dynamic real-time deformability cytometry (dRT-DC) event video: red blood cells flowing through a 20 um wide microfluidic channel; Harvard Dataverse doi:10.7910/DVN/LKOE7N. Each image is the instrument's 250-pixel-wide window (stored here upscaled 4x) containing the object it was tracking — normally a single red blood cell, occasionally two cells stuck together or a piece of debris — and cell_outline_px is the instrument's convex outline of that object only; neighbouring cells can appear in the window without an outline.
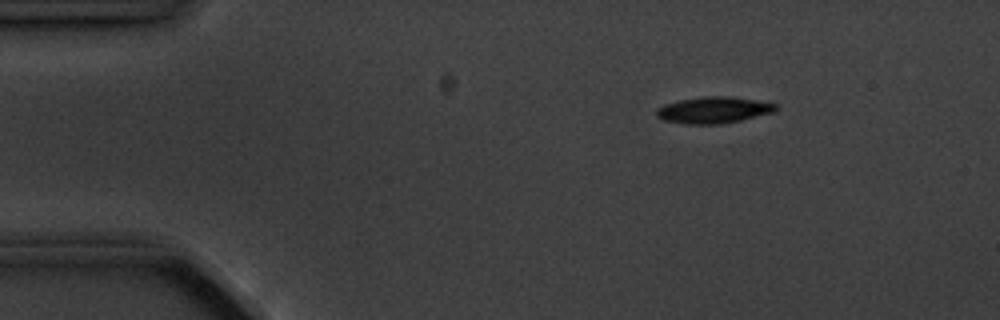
{"species": "common noctule bat (a hibernating species)", "species_latin": "Nyctalus noctula", "temperature_condition": "cold", "stored_images_in_passage": 3, "camera_frame_rate_fps": 3000, "um_per_image_px": 0.085, "animal": {"sex": "male", "body_mass_g": 20.1, "forearm_length_mm": 53.5}, "frame": {"image": 1, "passage_image": 1, "time_ms": 0.0, "image_size_px": [1000, 320], "cell_outline_px": [[780, 108], [772, 112], [740, 120], [720, 124], [688, 124], [664, 120], [656, 116], [656, 108], [664, 104], [680, 100], [704, 96], [732, 96], [780, 104]], "centroid_in_image_um": [60.67, 9.34], "position_along_channel_um": 24.3, "area_um2": 18.44}}